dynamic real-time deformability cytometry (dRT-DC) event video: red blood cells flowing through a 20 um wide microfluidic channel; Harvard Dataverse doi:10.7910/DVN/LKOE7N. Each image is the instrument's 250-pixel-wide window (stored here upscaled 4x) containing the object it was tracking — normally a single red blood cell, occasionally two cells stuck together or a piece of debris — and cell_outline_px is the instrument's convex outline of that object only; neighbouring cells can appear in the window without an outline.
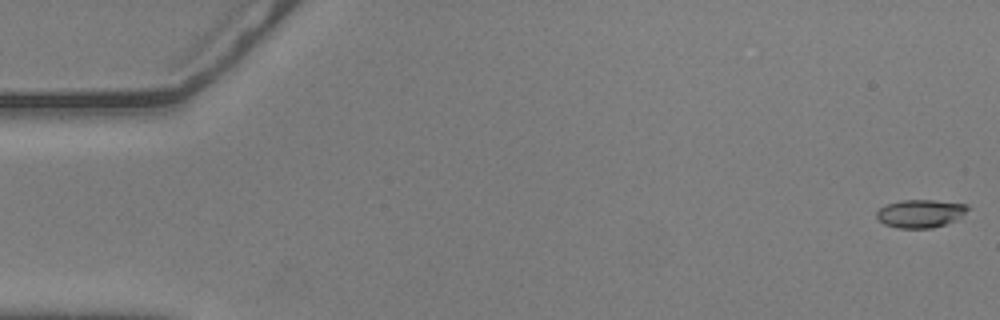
{"species": "common noctule bat (a hibernating species)", "species_latin": "Nyctalus noctula", "temperature_condition": "warm", "stored_images_in_passage": 57, "camera_frame_rate_fps": 3000, "um_per_image_px": 0.085, "animal": {"sex": "male", "body_mass_g": 20.5, "forearm_length_mm": 52.5}, "frame": {"image": 1, "passage_image": 1, "time_ms": 0.0, "image_size_px": [1000, 320], "cell_outline_px": [[972, 208], [956, 220], [932, 228], [896, 228], [884, 224], [876, 216], [876, 212], [880, 208], [888, 204], [900, 200], [936, 200], [968, 204]], "centroid_in_image_um": [78.27, 18.14], "position_along_channel_um": 6.7, "area_um2": 15.03}}
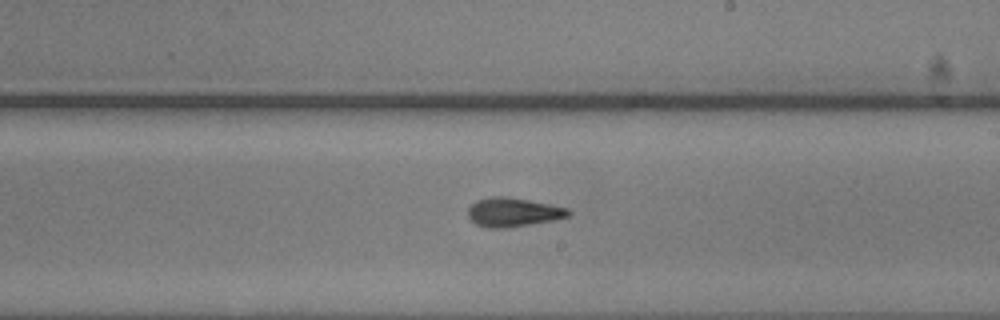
{"frame": {"image": 2, "passage_image": 33, "time_ms": 10.667, "image_size_px": [1000, 320], "cell_outline_px": [[572, 212], [568, 216], [552, 220], [532, 224], [508, 228], [488, 228], [476, 224], [468, 216], [468, 208], [476, 200], [492, 196], [504, 196], [528, 200], [568, 208]], "centroid_in_image_um": [43.59, 18.04], "position_along_channel_um": 245.4, "area_um2": 16.88}}
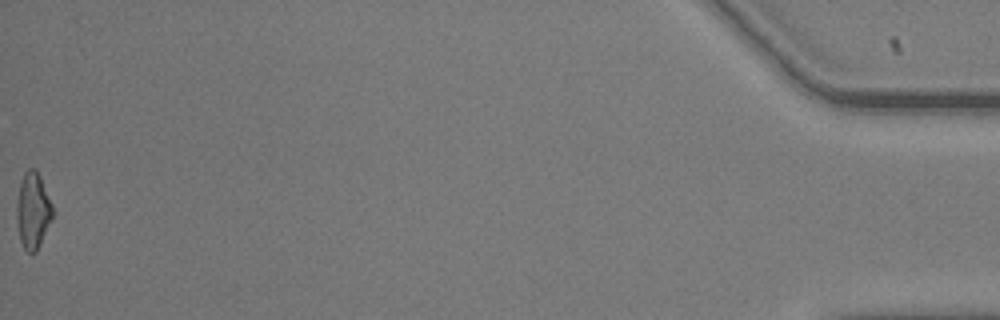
{"frame": {"image": 3, "passage_image": 57, "time_ms": 18.667, "image_size_px": [1000, 320], "cell_outline_px": [[52, 220], [36, 252], [28, 252], [24, 248], [20, 240], [16, 216], [16, 204], [20, 184], [24, 172], [28, 168], [36, 168], [40, 176], [52, 204]], "centroid_in_image_um": [2.79, 17.88], "position_along_channel_um": 432.4, "area_um2": 15.9}, "authors_computed_cell_mechanics": {"area_um2": 16.2418, "velocity_mm_per_s": 3.6134, "shape_relaxation_time_tau1_ms": 9.2844, "shape_relaxation_time_tau2_ms": 3.5596, "deformation_change_tau1": 0.2427, "deformation_change_tau2": 0.1191}}